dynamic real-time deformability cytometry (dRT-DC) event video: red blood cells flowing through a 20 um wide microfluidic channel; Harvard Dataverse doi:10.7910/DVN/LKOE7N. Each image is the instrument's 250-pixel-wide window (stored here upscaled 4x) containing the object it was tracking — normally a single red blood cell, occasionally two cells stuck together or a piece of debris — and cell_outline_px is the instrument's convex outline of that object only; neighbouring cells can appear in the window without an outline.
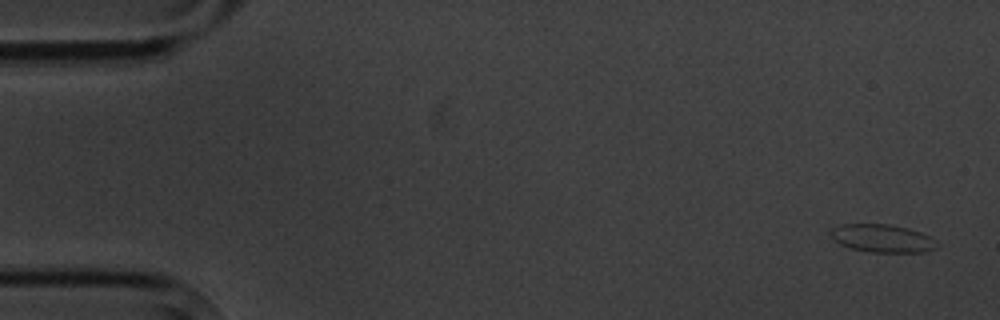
{"species": "common noctule bat (a hibernating species)", "species_latin": "Nyctalus noctula", "temperature_condition": "cold", "stored_images_in_passage": 6, "camera_frame_rate_fps": 3000, "um_per_image_px": 0.085, "animal": {"sex": "male", "body_mass_g": 20.1, "forearm_length_mm": 53.5}, "frame": {"image": 1, "passage_image": 1, "time_ms": 0.0, "image_size_px": [1000, 320], "cell_outline_px": [[940, 244], [936, 248], [924, 252], [868, 252], [848, 248], [840, 244], [832, 236], [832, 228], [840, 224], [888, 224], [908, 228], [920, 232], [936, 240]], "centroid_in_image_um": [75.02, 20.27], "position_along_channel_um": 10.0, "area_um2": 17.34}}